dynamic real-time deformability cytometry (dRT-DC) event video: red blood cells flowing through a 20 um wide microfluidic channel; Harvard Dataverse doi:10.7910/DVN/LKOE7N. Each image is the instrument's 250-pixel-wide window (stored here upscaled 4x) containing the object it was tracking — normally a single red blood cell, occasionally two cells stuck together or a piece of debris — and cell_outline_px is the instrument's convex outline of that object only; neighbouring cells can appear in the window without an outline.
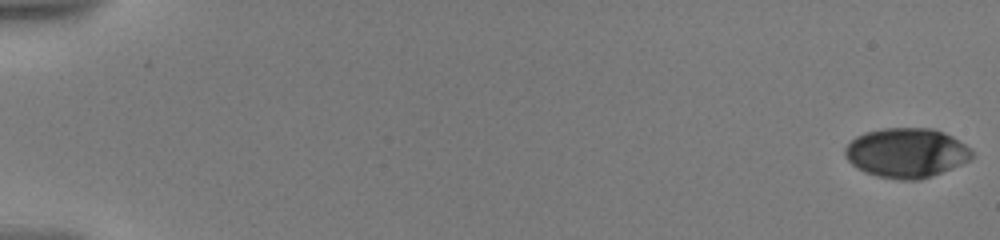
{"species": "human", "species_latin": "Homo sapiens", "temperature_condition": "warm", "stored_images_in_passage": 85, "camera_frame_rate_fps": 3000, "um_per_image_px": 0.085, "donor": {"sex": "male"}, "frame": {"image": 1, "passage_image": 1, "time_ms": 0.0, "image_size_px": [1000, 240], "cell_outline_px": [[972, 156], [968, 160], [960, 164], [920, 180], [900, 180], [876, 176], [864, 172], [852, 164], [848, 160], [844, 152], [844, 148], [856, 136], [864, 132], [884, 128], [932, 128], [944, 132], [952, 136], [964, 144], [972, 152]], "centroid_in_image_um": [77.0, 12.98], "position_along_channel_um": 8.0, "area_um2": 36.41}}
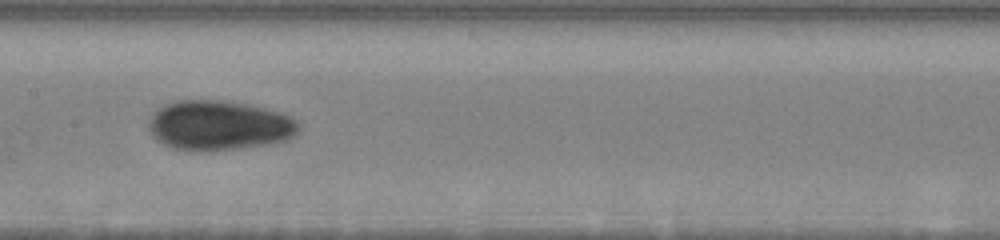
{"frame": {"image": 2, "passage_image": 46, "time_ms": 10.333, "image_size_px": [1000, 240], "cell_outline_px": [[300, 128], [288, 140], [268, 144], [240, 148], [176, 148], [164, 144], [156, 140], [152, 136], [148, 128], [148, 120], [152, 112], [164, 104], [172, 100], [232, 100], [280, 112], [292, 116], [300, 124]], "centroid_in_image_um": [18.61, 10.6], "position_along_channel_um": 188.8, "area_um2": 43.23}}
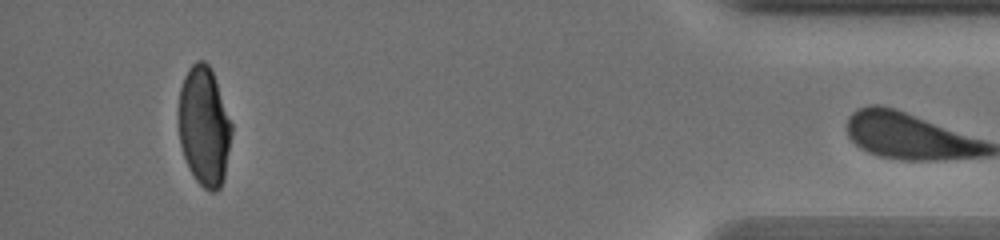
{"frame": {"image": 3, "passage_image": 83, "time_ms": 18.333, "image_size_px": [1000, 240], "cell_outline_px": [[232, 132], [224, 180], [220, 188], [212, 192], [204, 188], [196, 180], [184, 156], [180, 144], [180, 88], [184, 76], [188, 68], [196, 60], [204, 60], [212, 68], [232, 124]], "centroid_in_image_um": [17.38, 10.71], "position_along_channel_um": 417.8, "area_um2": 36.65}}